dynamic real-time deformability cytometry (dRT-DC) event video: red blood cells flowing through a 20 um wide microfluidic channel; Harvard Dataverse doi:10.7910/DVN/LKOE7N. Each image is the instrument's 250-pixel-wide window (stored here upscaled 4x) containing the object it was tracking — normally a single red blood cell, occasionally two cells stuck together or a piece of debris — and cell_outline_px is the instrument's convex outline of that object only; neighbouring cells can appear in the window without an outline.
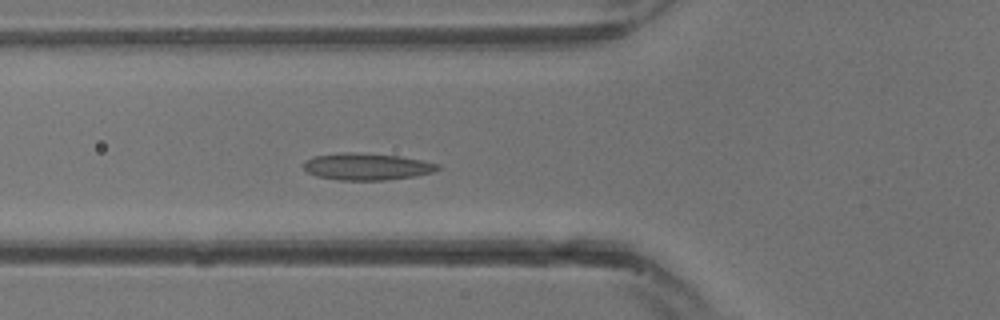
{"species": "common noctule bat (a hibernating species)", "species_latin": "Nyctalus noctula", "temperature_condition": "warm", "stored_images_in_passage": 14, "camera_frame_rate_fps": 3000, "um_per_image_px": 0.085, "animal": {"sex": "male", "body_mass_g": 13.3}, "frame": {"image": 1, "passage_image": 12, "time_ms": 3.667, "image_size_px": [1000, 320], "cell_outline_px": [[440, 168], [432, 172], [416, 176], [384, 180], [340, 180], [316, 176], [308, 172], [304, 168], [304, 160], [312, 156], [340, 152], [356, 152], [400, 156], [440, 164]], "centroid_in_image_um": [31.15, 14.15], "position_along_channel_um": 94.7, "area_um2": 21.1}}
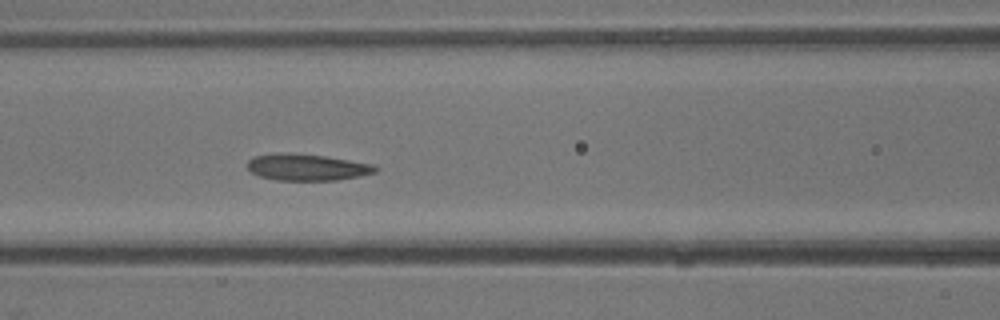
{"frame": {"image": 2, "passage_image": 14, "time_ms": 4.333, "image_size_px": [1000, 320], "cell_outline_px": [[376, 172], [360, 176], [336, 180], [276, 180], [260, 176], [252, 172], [248, 168], [248, 160], [256, 156], [280, 152], [284, 152], [324, 156], [372, 164], [376, 168]], "centroid_in_image_um": [26.07, 14.21], "position_along_channel_um": 140.5, "area_um2": 19.54}}